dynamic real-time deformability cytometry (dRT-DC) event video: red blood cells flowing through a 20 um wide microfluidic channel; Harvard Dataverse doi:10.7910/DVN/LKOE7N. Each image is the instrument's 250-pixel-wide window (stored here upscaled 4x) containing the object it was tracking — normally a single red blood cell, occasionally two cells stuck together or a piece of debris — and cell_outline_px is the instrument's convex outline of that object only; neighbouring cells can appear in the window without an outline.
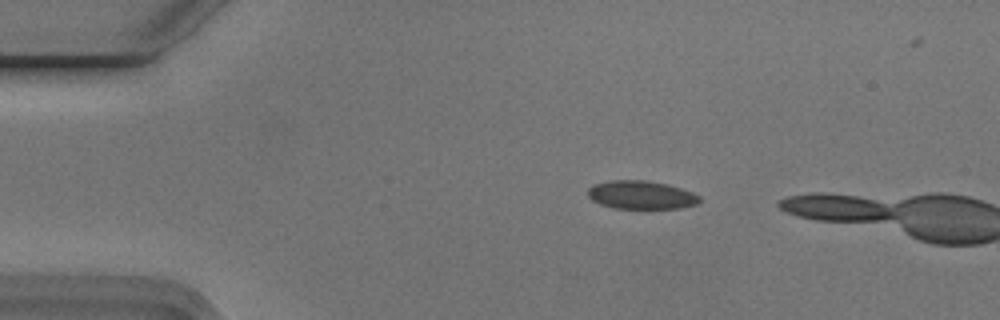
{"species": "Egyptian fruit bat (a non-hibernating species)", "species_latin": "Rousettus aegyptiacus", "temperature_condition": "cold", "stored_images_in_passage": 5, "camera_frame_rate_fps": 3000, "um_per_image_px": 0.085, "animal": {"sex": "male"}, "frame": {"image": 1, "passage_image": 3, "time_ms": 0.667, "image_size_px": [1000, 320], "cell_outline_px": [[700, 200], [696, 204], [680, 208], [612, 208], [600, 204], [592, 200], [588, 196], [588, 188], [592, 184], [612, 180], [644, 180], [668, 184], [692, 192], [700, 196]], "centroid_in_image_um": [54.47, 16.56], "position_along_channel_um": 30.5, "area_um2": 18.44}}